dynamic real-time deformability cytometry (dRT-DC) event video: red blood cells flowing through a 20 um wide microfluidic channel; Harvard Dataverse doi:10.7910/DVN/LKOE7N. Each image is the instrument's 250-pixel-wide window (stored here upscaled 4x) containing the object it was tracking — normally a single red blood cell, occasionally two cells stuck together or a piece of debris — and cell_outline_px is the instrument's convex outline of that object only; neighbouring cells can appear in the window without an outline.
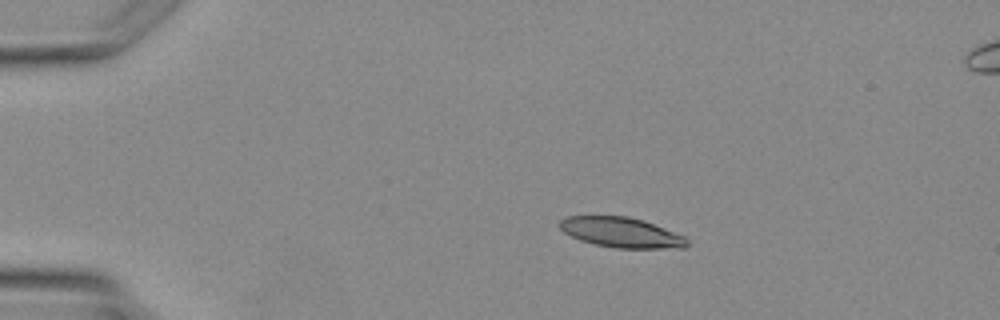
{"species": "Egyptian fruit bat (a non-hibernating species)", "species_latin": "Rousettus aegyptiacus", "temperature_condition": "warm", "stored_images_in_passage": 4, "camera_frame_rate_fps": 3000, "um_per_image_px": 0.085, "animal": {"sex": "female"}, "frame": {"image": 1, "passage_image": 2, "time_ms": 1.0, "image_size_px": [1000, 320], "cell_outline_px": [[688, 244], [684, 248], [616, 248], [596, 244], [580, 240], [564, 232], [556, 224], [560, 220], [568, 216], [628, 216], [644, 220], [684, 236], [688, 240]], "centroid_in_image_um": [52.8, 19.75], "position_along_channel_um": 32.2, "area_um2": 22.31}}